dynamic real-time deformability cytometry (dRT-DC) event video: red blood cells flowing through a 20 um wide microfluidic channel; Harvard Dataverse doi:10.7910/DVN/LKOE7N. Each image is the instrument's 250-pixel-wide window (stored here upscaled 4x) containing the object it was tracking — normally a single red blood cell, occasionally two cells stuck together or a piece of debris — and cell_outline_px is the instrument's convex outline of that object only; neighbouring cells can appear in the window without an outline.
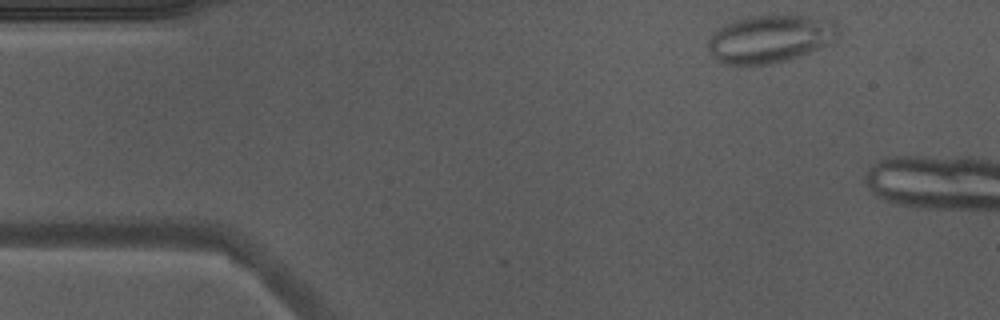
{"species": "Egyptian fruit bat (a non-hibernating species)", "species_latin": "Rousettus aegyptiacus", "temperature_condition": "warm", "stored_images_in_passage": 4, "camera_frame_rate_fps": 3000, "um_per_image_px": 0.085, "animal": {"sex": "male"}, "frame": {"image": 1, "passage_image": 1, "time_ms": 0.0, "image_size_px": [1000, 320], "cell_outline_px": [[840, 32], [836, 40], [820, 48], [800, 56], [788, 60], [772, 64], [724, 64], [716, 60], [712, 56], [708, 48], [708, 40], [720, 28], [736, 20], [752, 16], [776, 12], [836, 20]], "centroid_in_image_um": [65.54, 3.27], "position_along_channel_um": 19.5, "area_um2": 36.88}}